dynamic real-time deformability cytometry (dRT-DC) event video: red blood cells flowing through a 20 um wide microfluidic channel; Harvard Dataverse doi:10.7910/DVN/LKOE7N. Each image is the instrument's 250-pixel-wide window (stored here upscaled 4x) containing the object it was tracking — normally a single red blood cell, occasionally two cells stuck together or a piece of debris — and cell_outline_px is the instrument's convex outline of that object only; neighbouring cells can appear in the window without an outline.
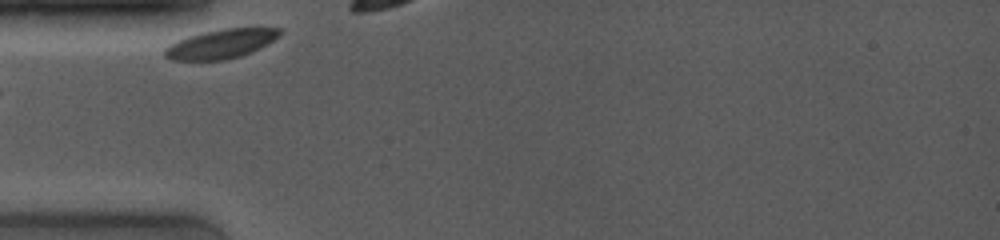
{"species": "common noctule bat (a hibernating species)", "species_latin": "Nyctalus noctula", "temperature_condition": "room temperature", "stored_images_in_passage": 29, "camera_frame_rate_fps": 4000, "um_per_image_px": 0.085, "animal": {"sex": "female", "body_mass_g": 19.0, "forearm_length_mm": 53.3}, "frame": {"image": 1, "passage_image": 1, "time_ms": 0.0, "image_size_px": [1000, 240], "cell_outline_px": [[280, 36], [260, 48], [252, 52], [240, 56], [224, 60], [172, 60], [164, 56], [164, 48], [188, 36], [204, 32], [224, 28], [280, 28]], "centroid_in_image_um": [18.79, 3.73], "position_along_channel_um": 66.2, "area_um2": 19.36}}
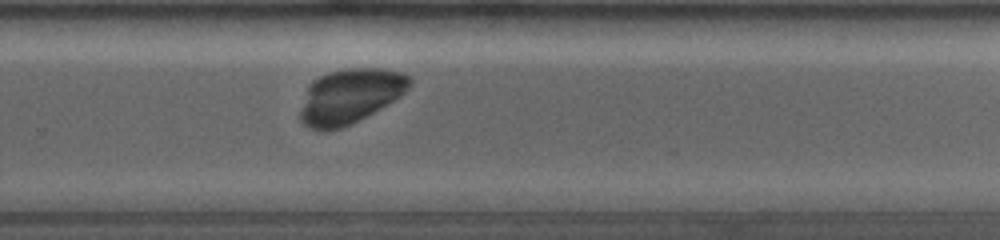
{"frame": {"image": 2, "passage_image": 19, "time_ms": 5.25, "image_size_px": [1000, 240], "cell_outline_px": [[412, 84], [400, 96], [388, 104], [340, 128], [308, 128], [300, 120], [300, 112], [308, 84], [312, 80], [328, 72], [352, 68], [384, 68], [404, 72], [412, 76]], "centroid_in_image_um": [29.79, 8.11], "position_along_channel_um": 300.0, "area_um2": 34.39}}
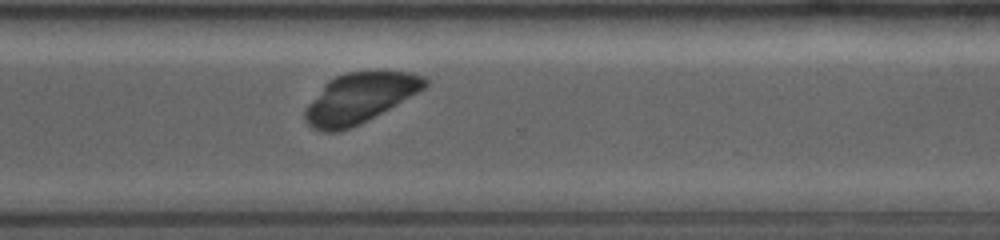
{"frame": {"image": 3, "passage_image": 23, "time_ms": 6.25, "image_size_px": [1000, 240], "cell_outline_px": [[428, 84], [424, 88], [360, 124], [340, 132], [324, 132], [312, 128], [304, 120], [304, 112], [308, 104], [324, 84], [328, 80], [336, 76], [348, 72], [412, 72], [424, 76], [428, 80]], "centroid_in_image_um": [30.53, 8.35], "position_along_channel_um": 340.1, "area_um2": 34.45}}